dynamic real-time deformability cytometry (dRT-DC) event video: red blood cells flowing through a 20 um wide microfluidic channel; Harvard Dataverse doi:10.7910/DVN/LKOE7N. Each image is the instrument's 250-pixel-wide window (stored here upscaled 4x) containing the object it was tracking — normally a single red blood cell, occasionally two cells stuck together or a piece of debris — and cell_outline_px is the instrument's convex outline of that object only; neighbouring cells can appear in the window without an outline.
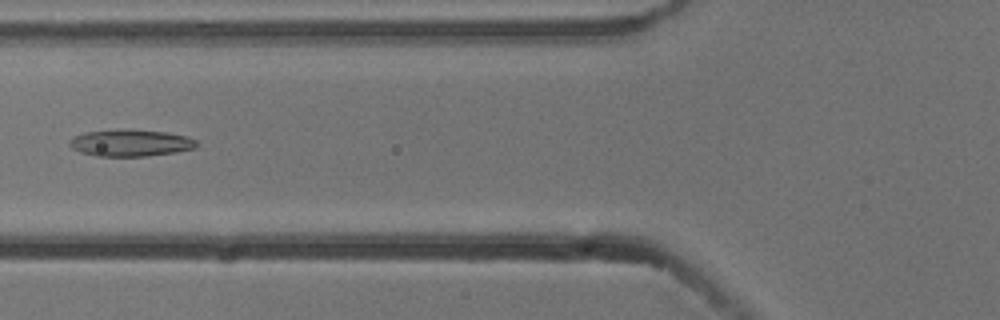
{"species": "common noctule bat (a hibernating species)", "species_latin": "Nyctalus noctula", "temperature_condition": "cold", "stored_images_in_passage": 6, "camera_frame_rate_fps": 3000, "um_per_image_px": 0.085, "animal": {"sex": "male", "body_mass_g": 13.3}, "frame": {"image": 1, "passage_image": 6, "time_ms": 1.667, "image_size_px": [1000, 320], "cell_outline_px": [[200, 144], [196, 148], [176, 152], [148, 156], [96, 156], [80, 152], [72, 148], [68, 144], [68, 140], [72, 136], [84, 132], [132, 128], [168, 132], [188, 136], [196, 140]], "centroid_in_image_um": [11.11, 12.13], "position_along_channel_um": 114.7, "area_um2": 20.4}}